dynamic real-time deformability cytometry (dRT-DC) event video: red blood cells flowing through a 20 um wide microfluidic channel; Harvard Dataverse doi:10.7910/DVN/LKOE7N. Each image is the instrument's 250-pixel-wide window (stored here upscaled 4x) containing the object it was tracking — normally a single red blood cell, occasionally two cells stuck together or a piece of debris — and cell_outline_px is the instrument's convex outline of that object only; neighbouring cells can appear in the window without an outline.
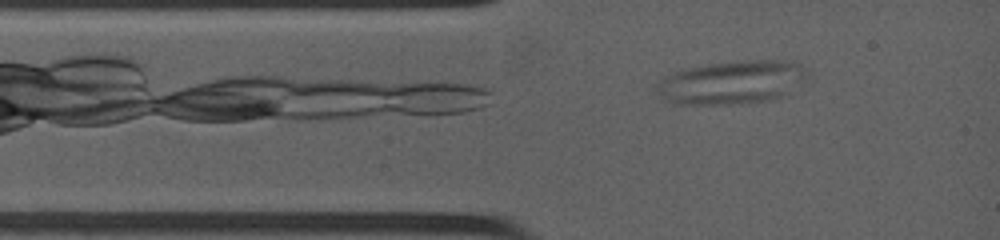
{"species": "common noctule bat (a hibernating species)", "species_latin": "Nyctalus noctula", "temperature_condition": "warm", "stored_images_in_passage": 21, "camera_frame_rate_fps": 4500, "um_per_image_px": 0.085, "animal": {"sex": "female", "body_mass_g": 19.0, "forearm_length_mm": 53.3}, "frame": {"image": 1, "passage_image": 4, "time_ms": 0.889, "image_size_px": [1000, 240], "cell_outline_px": [[800, 76], [776, 96], [760, 100], [708, 104], [704, 104], [664, 100], [652, 88], [652, 84], [664, 76], [672, 72], [712, 64], [764, 60], [796, 64]], "centroid_in_image_um": [61.82, 7.0], "position_along_channel_um": 23.2, "area_um2": 34.68}}
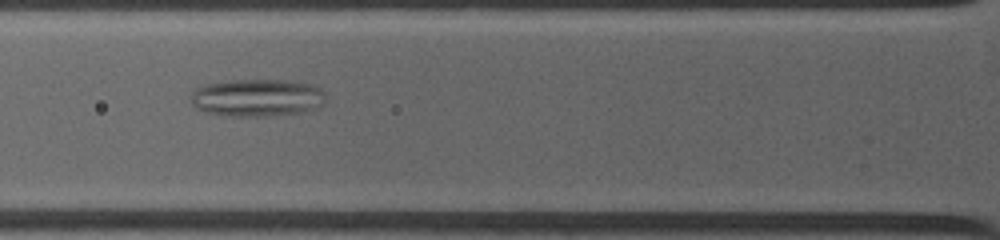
{"frame": {"image": 2, "passage_image": 10, "time_ms": 3.333, "image_size_px": [1000, 240], "cell_outline_px": [[324, 100], [320, 104], [312, 108], [300, 112], [264, 116], [224, 116], [204, 112], [196, 108], [192, 104], [192, 92], [196, 88], [204, 84], [228, 80], [296, 80], [312, 84], [320, 88], [324, 92]], "centroid_in_image_um": [21.81, 8.29], "position_along_channel_um": 104.0, "area_um2": 29.54}}
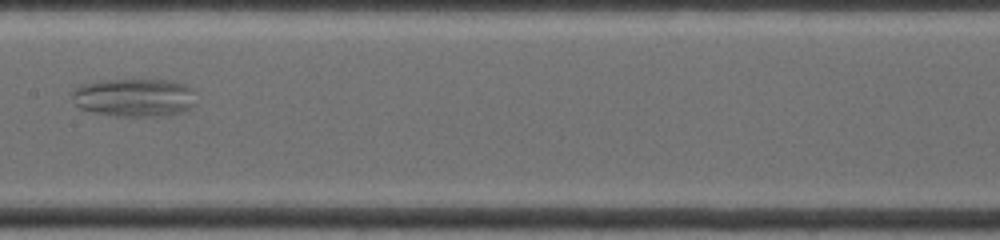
{"frame": {"image": 3, "passage_image": 18, "time_ms": 5.778, "image_size_px": [1000, 240], "cell_outline_px": [[192, 108], [184, 112], [164, 116], [116, 116], [92, 112], [80, 108], [76, 104], [72, 96], [72, 92], [80, 84], [100, 80], [168, 80], [184, 84], [188, 88], [192, 104]], "centroid_in_image_um": [11.34, 8.3], "position_along_channel_um": 196.1, "area_um2": 27.34}}